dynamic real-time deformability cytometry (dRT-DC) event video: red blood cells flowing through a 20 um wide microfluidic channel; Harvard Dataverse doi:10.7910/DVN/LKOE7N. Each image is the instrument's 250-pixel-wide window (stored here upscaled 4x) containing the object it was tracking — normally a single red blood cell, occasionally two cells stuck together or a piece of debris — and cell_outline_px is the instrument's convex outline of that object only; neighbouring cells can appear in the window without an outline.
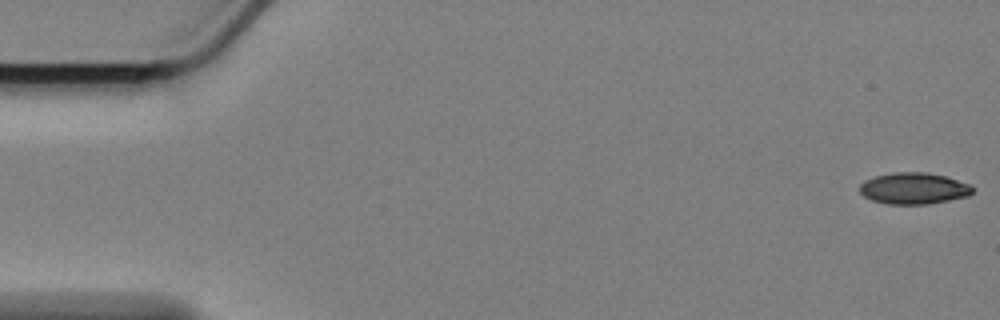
{"species": "Egyptian fruit bat (a non-hibernating species)", "species_latin": "Rousettus aegyptiacus", "temperature_condition": "cold", "stored_images_in_passage": 12, "camera_frame_rate_fps": 3000, "um_per_image_px": 0.085, "animal": {"sex": "female"}, "frame": {"image": 1, "passage_image": 1, "time_ms": 0.0, "image_size_px": [1000, 320], "cell_outline_px": [[972, 192], [968, 196], [928, 204], [888, 204], [872, 200], [864, 196], [860, 192], [860, 184], [864, 180], [876, 176], [892, 172], [924, 172], [944, 176], [972, 184]], "centroid_in_image_um": [77.66, 16.01], "position_along_channel_um": 7.3, "area_um2": 20.63}}